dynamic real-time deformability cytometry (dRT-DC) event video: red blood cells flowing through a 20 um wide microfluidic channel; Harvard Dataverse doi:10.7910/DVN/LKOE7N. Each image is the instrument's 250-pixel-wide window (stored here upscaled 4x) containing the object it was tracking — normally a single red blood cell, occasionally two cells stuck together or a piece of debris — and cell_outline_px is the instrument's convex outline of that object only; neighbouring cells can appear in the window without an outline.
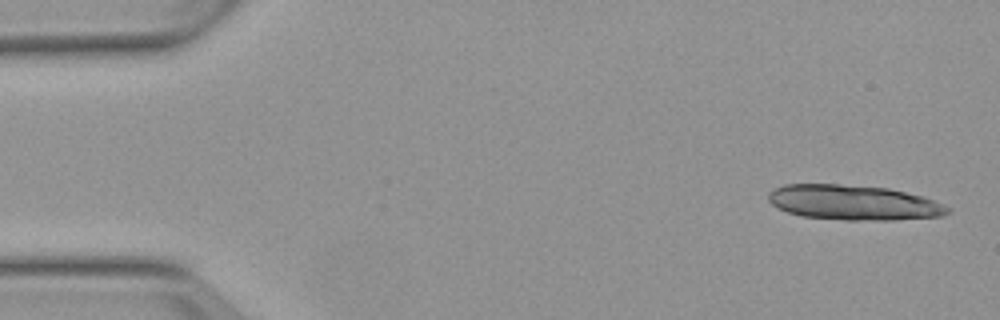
{"species": "Egyptian fruit bat (a non-hibernating species)", "species_latin": "Rousettus aegyptiacus", "temperature_condition": "warm", "stored_images_in_passage": 6, "camera_frame_rate_fps": 3000, "um_per_image_px": 0.085, "animal": {"sex": "female"}, "frame": {"image": 1, "passage_image": 1, "time_ms": 0.0, "image_size_px": [1000, 320], "cell_outline_px": [[948, 212], [940, 216], [892, 220], [848, 220], [804, 216], [788, 212], [772, 204], [768, 200], [768, 192], [784, 184], [840, 184], [888, 188], [920, 196], [932, 200], [948, 208]], "centroid_in_image_um": [72.49, 17.21], "position_along_channel_um": 12.5, "area_um2": 36.01}}
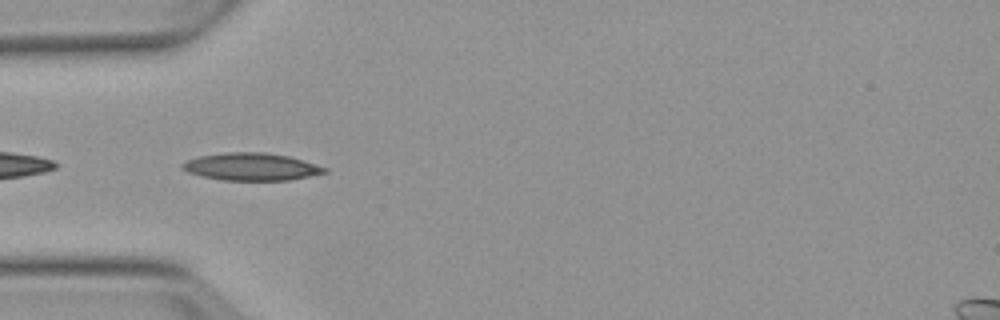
{"frame": {"image": 2, "passage_image": 5, "time_ms": 4.667, "image_size_px": [1000, 320], "cell_outline_px": [[328, 172], [288, 180], [220, 180], [200, 176], [188, 172], [180, 168], [180, 164], [188, 160], [200, 156], [224, 152], [264, 152], [288, 156], [328, 168]], "centroid_in_image_um": [21.32, 14.17], "position_along_channel_um": 63.7, "area_um2": 22.72}}
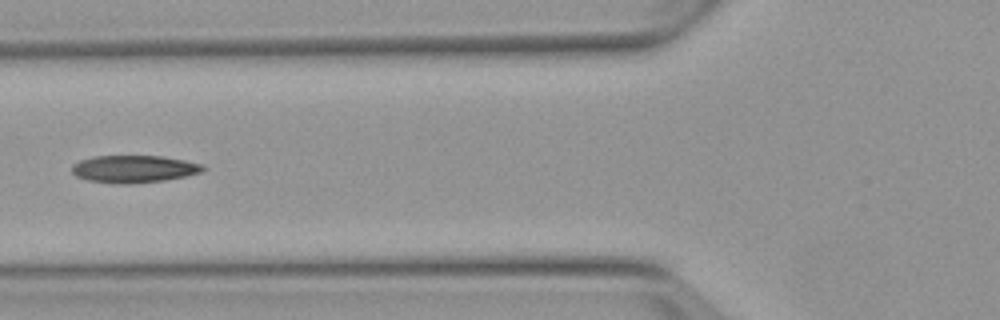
{"frame": {"image": 3, "passage_image": 6, "time_ms": 6.0, "image_size_px": [1000, 320], "cell_outline_px": [[208, 168], [200, 172], [184, 176], [164, 180], [128, 184], [124, 184], [88, 180], [76, 176], [72, 172], [72, 164], [80, 160], [92, 156], [160, 156], [184, 160], [204, 164]], "centroid_in_image_um": [11.38, 14.35], "position_along_channel_um": 114.4, "area_um2": 20.81}}